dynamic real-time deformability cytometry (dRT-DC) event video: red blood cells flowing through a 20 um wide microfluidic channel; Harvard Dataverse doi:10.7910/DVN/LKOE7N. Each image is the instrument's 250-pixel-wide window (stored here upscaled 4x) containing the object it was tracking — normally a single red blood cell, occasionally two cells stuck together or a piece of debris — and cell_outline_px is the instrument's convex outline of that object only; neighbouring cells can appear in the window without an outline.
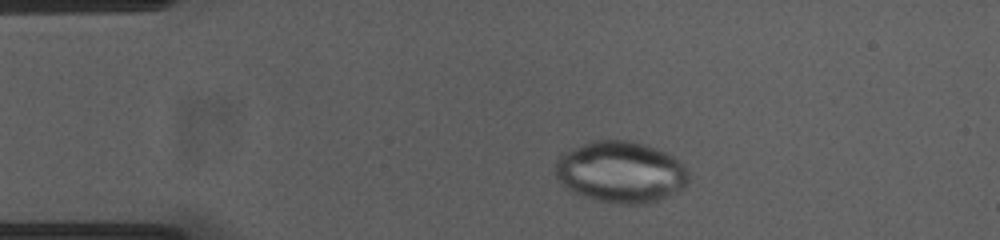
{"species": "common noctule bat (a hibernating species)", "species_latin": "Nyctalus noctula", "temperature_condition": "cold", "stored_images_in_passage": 40, "camera_frame_rate_fps": 3000, "um_per_image_px": 0.085, "animal": {"sex": "female", "body_mass_g": 23.0, "forearm_length_mm": 53.4}, "frame": {"image": 1, "passage_image": 5, "time_ms": 1.333, "image_size_px": [1000, 240], "cell_outline_px": [[688, 184], [684, 188], [676, 192], [656, 200], [644, 204], [616, 204], [596, 200], [572, 192], [556, 176], [556, 160], [564, 152], [572, 148], [592, 140], [632, 140], [644, 144], [664, 152], [672, 156], [688, 172]], "centroid_in_image_um": [52.75, 14.62], "position_along_channel_um": 32.3, "area_um2": 47.4}}
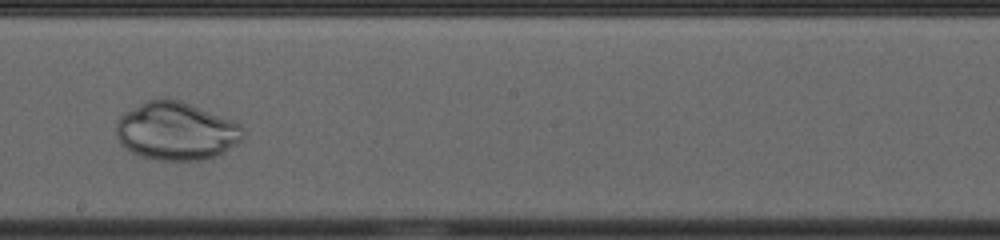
{"frame": {"image": 2, "passage_image": 25, "time_ms": 8.0, "image_size_px": [1000, 240], "cell_outline_px": [[244, 140], [216, 156], [204, 160], [156, 160], [140, 156], [132, 152], [120, 144], [116, 136], [116, 120], [124, 112], [156, 96], [164, 96], [180, 100], [232, 120], [240, 124], [244, 136]], "centroid_in_image_um": [14.95, 11.13], "position_along_channel_um": 233.2, "area_um2": 43.41}}
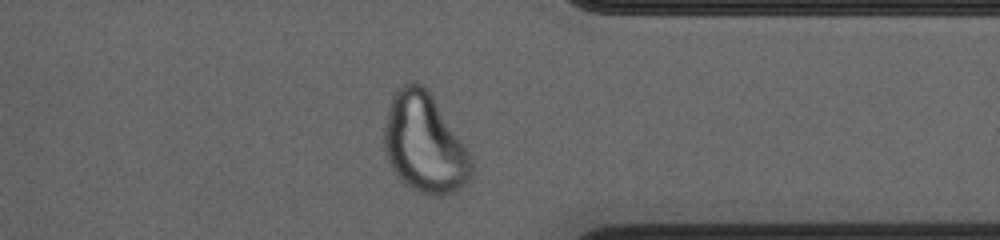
{"frame": {"image": 3, "passage_image": 37, "time_ms": 12.0, "image_size_px": [1000, 240], "cell_outline_px": [[472, 172], [468, 180], [460, 188], [452, 192], [436, 196], [428, 196], [404, 184], [400, 180], [392, 168], [388, 160], [384, 148], [384, 128], [388, 112], [392, 100], [396, 92], [404, 84], [420, 84], [432, 96], [468, 152], [472, 160]], "centroid_in_image_um": [36.07, 12.25], "position_along_channel_um": 375.3, "area_um2": 49.25}}